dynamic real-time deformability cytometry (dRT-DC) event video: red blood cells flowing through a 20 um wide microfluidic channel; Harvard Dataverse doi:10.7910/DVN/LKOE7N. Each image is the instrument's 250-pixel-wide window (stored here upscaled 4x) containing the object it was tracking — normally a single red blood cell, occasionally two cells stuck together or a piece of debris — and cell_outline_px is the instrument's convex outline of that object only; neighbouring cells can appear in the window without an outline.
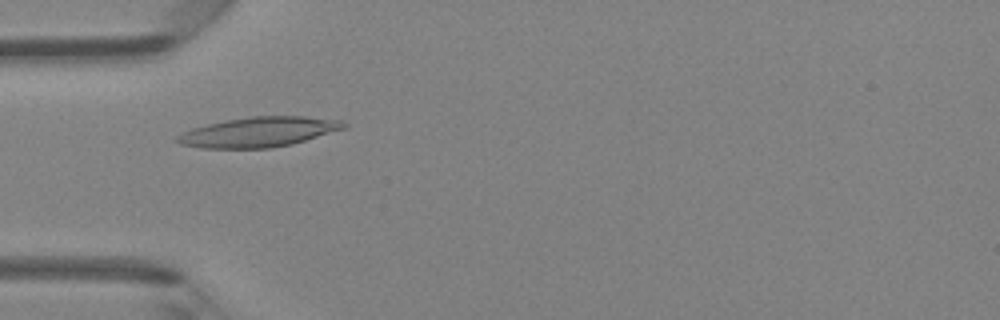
{"species": "Egyptian fruit bat (a non-hibernating species)", "species_latin": "Rousettus aegyptiacus", "temperature_condition": "room temperature", "stored_images_in_passage": 47, "camera_frame_rate_fps": 3000, "um_per_image_px": 0.085, "animal": {"sex": "female"}, "frame": {"image": 1, "passage_image": 15, "time_ms": 4.667, "image_size_px": [1000, 320], "cell_outline_px": [[348, 124], [344, 128], [292, 144], [272, 148], [200, 148], [180, 144], [172, 140], [176, 136], [192, 128], [208, 124], [228, 120], [252, 116], [304, 116], [344, 120]], "centroid_in_image_um": [21.97, 11.22], "position_along_channel_um": 63.0, "area_um2": 29.02}}
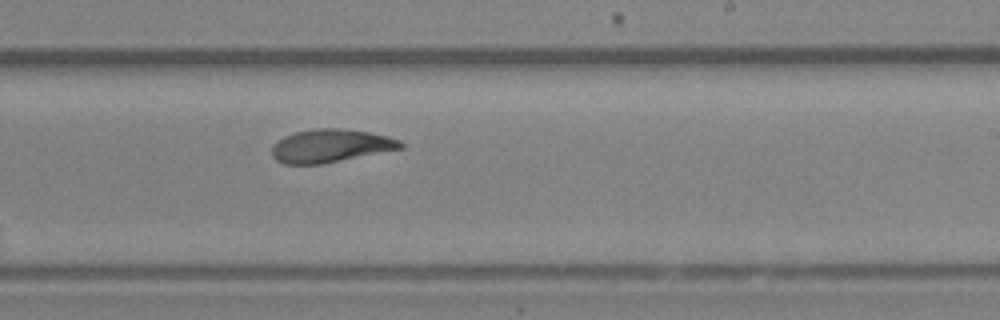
{"frame": {"image": 2, "passage_image": 29, "time_ms": 9.333, "image_size_px": [1000, 320], "cell_outline_px": [[404, 148], [320, 164], [284, 164], [276, 160], [272, 156], [272, 144], [276, 140], [292, 132], [316, 128], [340, 128], [368, 132], [388, 136], [400, 140], [404, 144]], "centroid_in_image_um": [28.07, 12.38], "position_along_channel_um": 260.9, "area_um2": 24.97}}
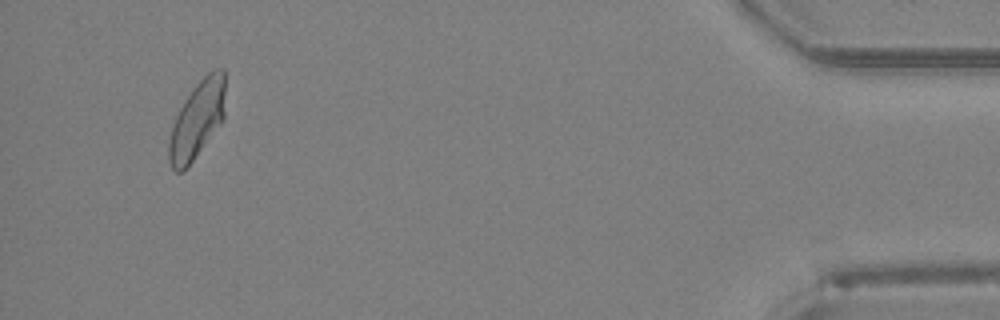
{"frame": {"image": 3, "passage_image": 45, "time_ms": 14.667, "image_size_px": [1000, 320], "cell_outline_px": [[224, 120], [184, 172], [176, 172], [172, 168], [168, 160], [168, 144], [172, 128], [176, 116], [180, 108], [196, 84], [212, 68], [224, 68]], "centroid_in_image_um": [16.76, 10.2], "position_along_channel_um": 418.4, "area_um2": 25.32}, "authors_computed_cell_mechanics": {"area_um2": 25.3742, "velocity_mm_per_s": 4.2908, "shape_relaxation_time_tau1_ms": 6.4453, "shape_relaxation_time_tau2_ms": 1.8819, "deformation_change_tau1": 0.1753, "deformation_change_tau2": 0.0841}}